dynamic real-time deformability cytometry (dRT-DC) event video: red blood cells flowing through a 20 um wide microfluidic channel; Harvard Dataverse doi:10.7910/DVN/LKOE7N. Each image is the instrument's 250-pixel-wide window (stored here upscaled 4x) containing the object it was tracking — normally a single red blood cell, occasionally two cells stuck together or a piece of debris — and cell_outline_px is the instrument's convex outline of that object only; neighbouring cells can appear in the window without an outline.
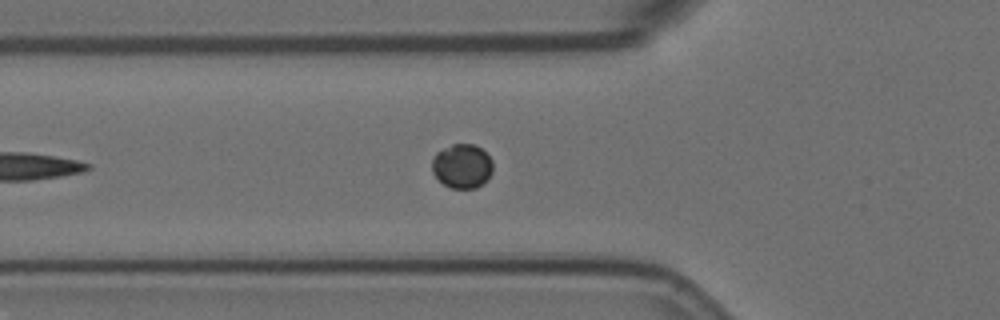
{"species": "Egyptian fruit bat (a non-hibernating species)", "species_latin": "Rousettus aegyptiacus", "temperature_condition": "room temperature", "stored_images_in_passage": 2, "camera_frame_rate_fps": 3000, "um_per_image_px": 0.085, "animal": {"sex": "female"}, "frame": {"image": 1, "passage_image": 2, "time_ms": 0.333, "image_size_px": [1000, 320], "cell_outline_px": [[492, 172], [488, 180], [476, 188], [452, 188], [444, 184], [432, 172], [432, 160], [436, 152], [452, 144], [472, 144], [480, 148], [492, 160]], "centroid_in_image_um": [39.28, 14.12], "position_along_channel_um": 86.5, "area_um2": 15.61}}